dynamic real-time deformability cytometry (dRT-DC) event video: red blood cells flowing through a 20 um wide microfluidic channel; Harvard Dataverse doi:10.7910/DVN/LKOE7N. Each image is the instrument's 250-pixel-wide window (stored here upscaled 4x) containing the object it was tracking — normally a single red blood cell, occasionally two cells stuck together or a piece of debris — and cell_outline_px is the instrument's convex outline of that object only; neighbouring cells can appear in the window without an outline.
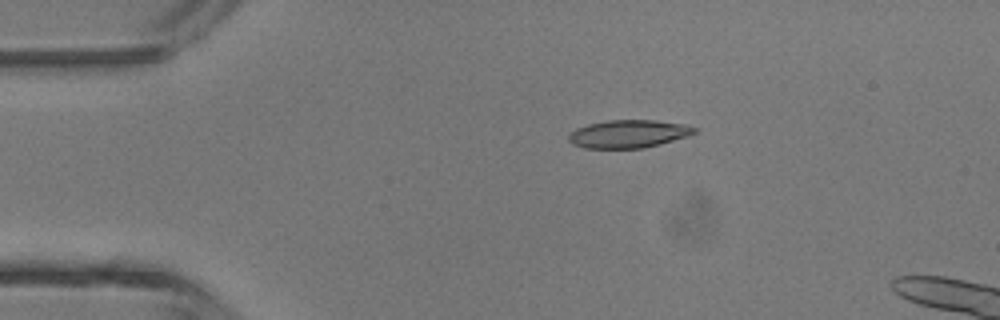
{"species": "common noctule bat (a hibernating species)", "species_latin": "Nyctalus noctula", "temperature_condition": "room temperature", "stored_images_in_passage": 3, "camera_frame_rate_fps": 3000, "um_per_image_px": 0.085, "animal": {"sex": "male", "body_mass_g": 13.3}, "frame": {"image": 1, "passage_image": 1, "time_ms": 0.0, "image_size_px": [1000, 320], "cell_outline_px": [[696, 132], [688, 136], [660, 144], [644, 148], [584, 148], [572, 144], [568, 140], [568, 136], [576, 128], [588, 124], [608, 120], [656, 120], [684, 124], [696, 128]], "centroid_in_image_um": [53.41, 11.38], "position_along_channel_um": 31.6, "area_um2": 20.46}}